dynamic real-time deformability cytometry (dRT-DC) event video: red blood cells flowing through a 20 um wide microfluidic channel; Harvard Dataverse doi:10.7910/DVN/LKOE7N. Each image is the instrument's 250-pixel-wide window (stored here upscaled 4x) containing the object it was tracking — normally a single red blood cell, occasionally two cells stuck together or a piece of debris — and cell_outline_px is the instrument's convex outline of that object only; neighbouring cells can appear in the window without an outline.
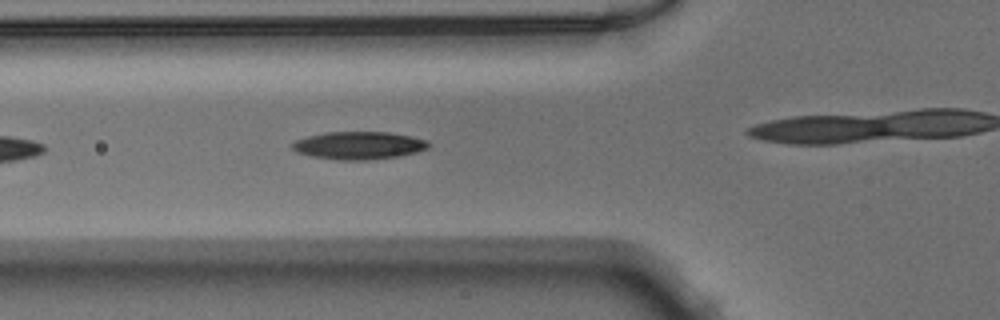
{"species": "Egyptian fruit bat (a non-hibernating species)", "species_latin": "Rousettus aegyptiacus", "temperature_condition": "warm", "stored_images_in_passage": 8, "camera_frame_rate_fps": 3000, "um_per_image_px": 0.085, "animal": {"sex": "male"}, "frame": {"image": 1, "passage_image": 5, "time_ms": 1.333, "image_size_px": [1000, 320], "cell_outline_px": [[432, 144], [428, 148], [416, 152], [400, 156], [368, 160], [336, 160], [312, 156], [296, 152], [292, 148], [292, 144], [296, 140], [308, 136], [324, 132], [388, 132], [412, 136], [428, 140]], "centroid_in_image_um": [30.53, 12.36], "position_along_channel_um": 95.3, "area_um2": 22.2}}